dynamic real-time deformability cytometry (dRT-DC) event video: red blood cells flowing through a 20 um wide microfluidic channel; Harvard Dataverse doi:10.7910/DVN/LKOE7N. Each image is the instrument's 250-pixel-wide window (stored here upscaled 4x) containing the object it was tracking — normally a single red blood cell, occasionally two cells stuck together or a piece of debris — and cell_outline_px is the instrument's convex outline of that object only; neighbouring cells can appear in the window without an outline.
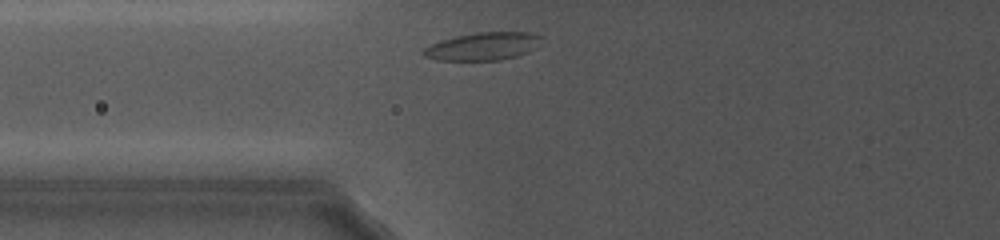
{"species": "common noctule bat (a hibernating species)", "species_latin": "Nyctalus noctula", "temperature_condition": "cold", "stored_images_in_passage": 24, "camera_frame_rate_fps": 5000, "um_per_image_px": 0.085, "animal": {"sex": "female", "body_mass_g": 19.0, "forearm_length_mm": 56.7}, "frame": {"image": 1, "passage_image": 2, "time_ms": 0.6, "image_size_px": [1000, 240], "cell_outline_px": [[544, 36], [536, 48], [528, 52], [516, 56], [500, 60], [436, 60], [424, 56], [420, 52], [424, 48], [440, 40], [456, 36], [476, 32], [532, 32]], "centroid_in_image_um": [41.07, 3.93], "position_along_channel_um": 84.7, "area_um2": 19.31}}
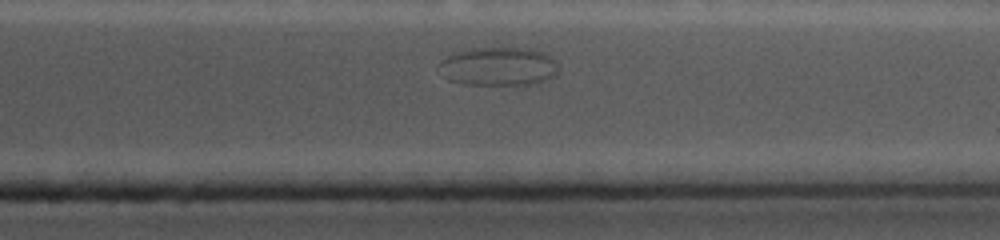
{"frame": {"image": 2, "passage_image": 20, "time_ms": 9.2, "image_size_px": [1000, 240], "cell_outline_px": [[560, 72], [556, 76], [536, 84], [468, 84], [448, 80], [444, 76], [436, 64], [440, 60], [464, 48], [528, 48], [544, 52], [556, 60], [560, 68]], "centroid_in_image_um": [42.41, 5.64], "position_along_channel_um": 369.0, "area_um2": 27.28}}
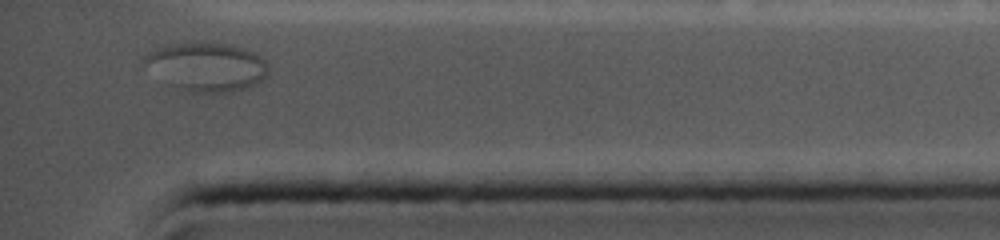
{"frame": {"image": 3, "passage_image": 23, "time_ms": 10.6, "image_size_px": [1000, 240], "cell_outline_px": [[268, 76], [256, 84], [244, 88], [220, 92], [196, 92], [168, 84], [140, 64], [144, 56], [152, 48], [172, 44], [236, 44], [256, 52], [268, 64]], "centroid_in_image_um": [17.55, 5.66], "position_along_channel_um": 417.6, "area_um2": 35.03}}